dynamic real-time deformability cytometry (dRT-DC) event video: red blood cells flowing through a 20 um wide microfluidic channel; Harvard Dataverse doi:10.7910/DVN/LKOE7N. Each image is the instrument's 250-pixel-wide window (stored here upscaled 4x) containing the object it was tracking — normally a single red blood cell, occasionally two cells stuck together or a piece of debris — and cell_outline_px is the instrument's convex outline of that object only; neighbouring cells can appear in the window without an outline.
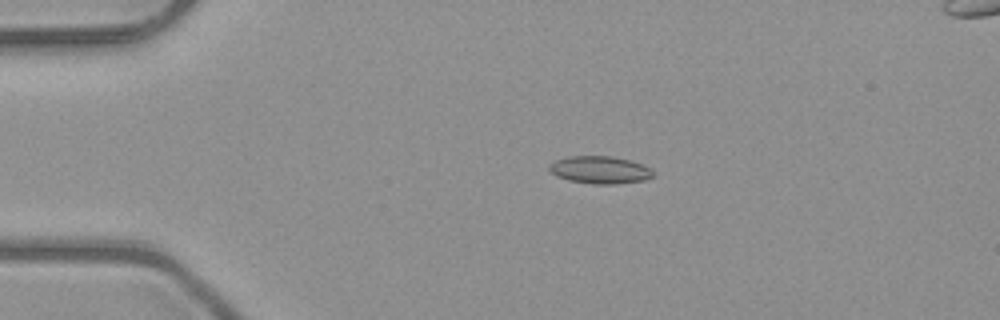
{"species": "common noctule bat (a hibernating species)", "species_latin": "Nyctalus noctula", "temperature_condition": "room temperature", "stored_images_in_passage": 51, "camera_frame_rate_fps": 3000, "um_per_image_px": 0.085, "animal": {"sex": "male", "body_mass_g": 23.1, "forearm_length_mm": 52.7}, "frame": {"image": 1, "passage_image": 11, "time_ms": 3.333, "image_size_px": [1000, 320], "cell_outline_px": [[652, 176], [644, 180], [616, 184], [592, 184], [568, 180], [556, 176], [548, 168], [548, 164], [556, 160], [568, 156], [612, 156], [628, 160], [640, 164], [648, 168], [652, 172]], "centroid_in_image_um": [50.93, 14.44], "position_along_channel_um": 34.1, "area_um2": 16.47}}
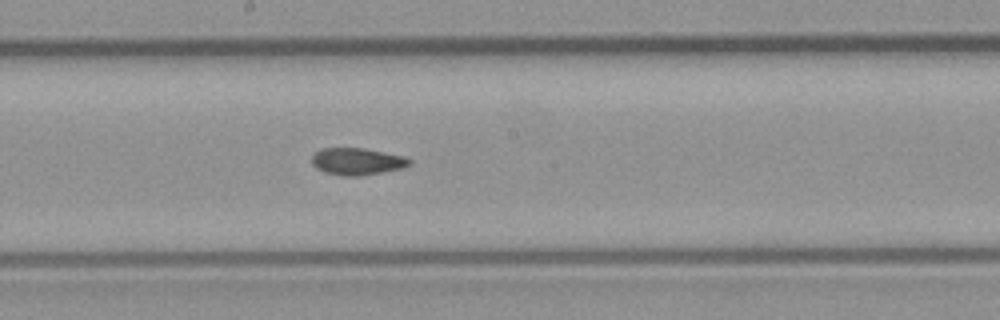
{"frame": {"image": 2, "passage_image": 28, "time_ms": 9.0, "image_size_px": [1000, 320], "cell_outline_px": [[412, 164], [404, 168], [360, 176], [344, 176], [324, 172], [316, 168], [312, 164], [312, 156], [320, 148], [364, 148], [404, 156], [412, 160]], "centroid_in_image_um": [30.37, 13.72], "position_along_channel_um": 217.8, "area_um2": 15.49}}
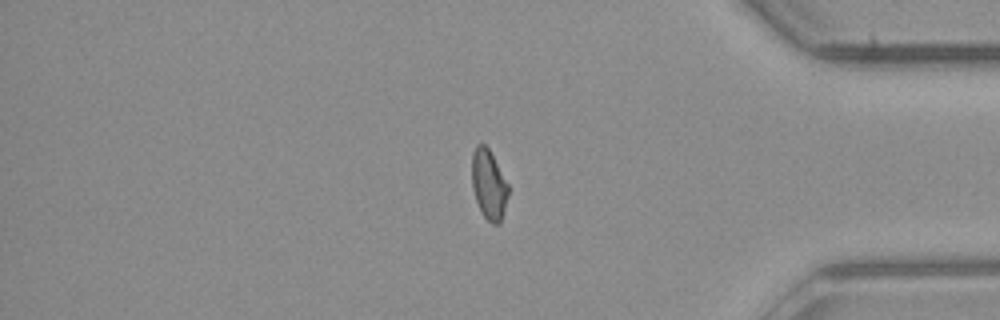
{"frame": {"image": 3, "passage_image": 43, "time_ms": 14.0, "image_size_px": [1000, 320], "cell_outline_px": [[508, 196], [500, 224], [492, 224], [484, 216], [476, 200], [472, 188], [472, 152], [476, 144], [484, 144], [488, 148], [508, 184]], "centroid_in_image_um": [41.54, 15.68], "position_along_channel_um": 393.7, "area_um2": 14.62}, "authors_computed_cell_mechanics": {"area_um2": 15.6638, "velocity_mm_per_s": 4.0393, "shape_relaxation_time_tau1_ms": null, "shape_relaxation_time_tau2_ms": 2.2942, "deformation_change_tau1": null, "deformation_change_tau2": 0.0631}}